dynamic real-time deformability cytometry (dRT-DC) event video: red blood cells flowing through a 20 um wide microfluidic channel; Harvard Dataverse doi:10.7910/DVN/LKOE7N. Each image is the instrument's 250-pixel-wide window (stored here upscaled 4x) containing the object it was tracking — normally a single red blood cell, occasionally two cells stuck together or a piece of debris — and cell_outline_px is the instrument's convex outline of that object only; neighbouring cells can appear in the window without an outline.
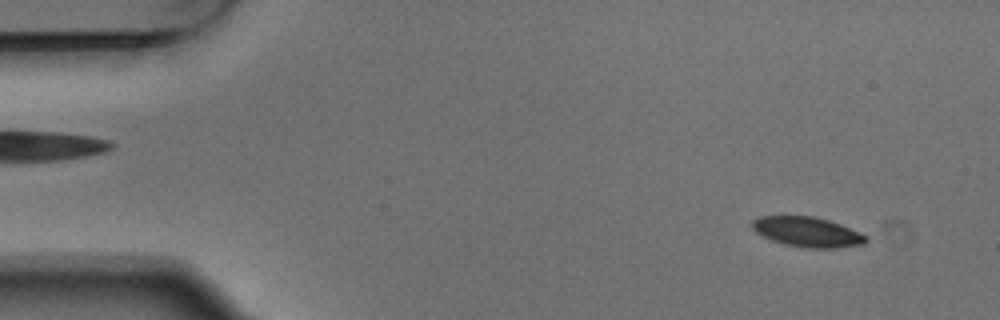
{"species": "Egyptian fruit bat (a non-hibernating species)", "species_latin": "Rousettus aegyptiacus", "temperature_condition": "warm", "stored_images_in_passage": 4, "camera_frame_rate_fps": 3000, "um_per_image_px": 0.085, "animal": {"sex": "male"}, "frame": {"image": 1, "passage_image": 1, "time_ms": 0.0, "image_size_px": [1000, 320], "cell_outline_px": [[868, 240], [864, 244], [836, 248], [808, 248], [784, 244], [772, 240], [756, 232], [752, 228], [752, 220], [760, 216], [812, 216], [828, 220], [840, 224], [860, 232], [868, 236]], "centroid_in_image_um": [68.65, 19.72], "position_along_channel_um": 16.4, "area_um2": 19.83}}
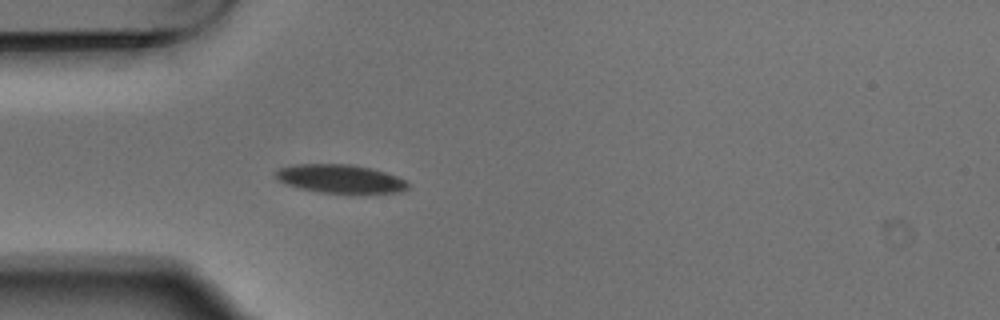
{"frame": {"image": 2, "passage_image": 4, "time_ms": 1.0, "image_size_px": [1000, 320], "cell_outline_px": [[408, 188], [400, 192], [320, 192], [300, 188], [288, 184], [280, 180], [276, 176], [276, 172], [280, 168], [296, 164], [352, 164], [372, 168], [396, 176], [404, 180], [408, 184]], "centroid_in_image_um": [28.93, 15.18], "position_along_channel_um": 56.1, "area_um2": 21.39}}